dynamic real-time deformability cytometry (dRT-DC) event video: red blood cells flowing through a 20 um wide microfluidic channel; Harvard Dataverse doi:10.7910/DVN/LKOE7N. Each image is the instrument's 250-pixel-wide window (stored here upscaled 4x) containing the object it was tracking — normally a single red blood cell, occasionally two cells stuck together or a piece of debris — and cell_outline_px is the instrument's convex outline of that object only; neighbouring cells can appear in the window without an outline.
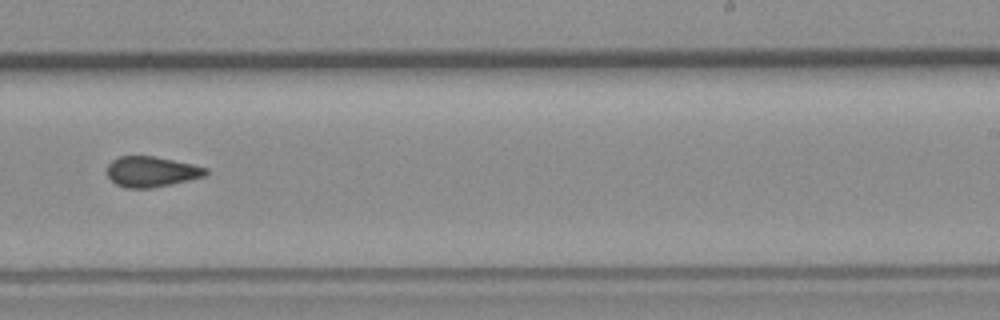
{"species": "common noctule bat (a hibernating species)", "species_latin": "Nyctalus noctula", "temperature_condition": "room temperature", "stored_images_in_passage": 15, "camera_frame_rate_fps": 3000, "um_per_image_px": 0.085, "animal": {"sex": "female", "body_mass_g": 19.3, "forearm_length_mm": 54.1}, "frame": {"image": 1, "passage_image": 9, "time_ms": 10.333, "image_size_px": [1000, 320], "cell_outline_px": [[208, 172], [204, 176], [172, 184], [152, 188], [124, 188], [116, 184], [108, 176], [108, 164], [112, 160], [120, 156], [152, 156], [192, 164], [208, 168]], "centroid_in_image_um": [12.87, 14.6], "position_along_channel_um": 276.1, "area_um2": 17.4}}
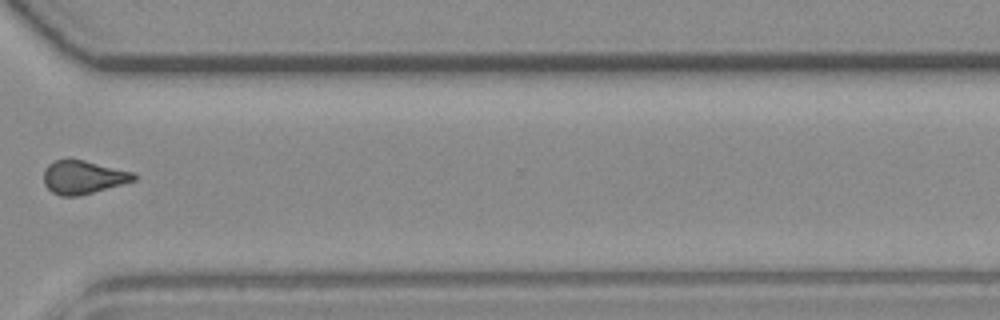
{"frame": {"image": 2, "passage_image": 11, "time_ms": 12.667, "image_size_px": [1000, 320], "cell_outline_px": [[136, 180], [80, 196], [60, 196], [52, 192], [44, 184], [44, 168], [48, 164], [56, 160], [84, 160], [136, 172]], "centroid_in_image_um": [7.08, 15.07], "position_along_channel_um": 363.5, "area_um2": 17.57}, "authors_computed_cell_mechanics": {"area_um2": 17.5712, "velocity_mm_per_s": 3.7296, "shape_relaxation_time_tau1_ms": 9.2438, "shape_relaxation_time_tau2_ms": null, "deformation_change_tau1": 0.2698, "deformation_change_tau2": null}}